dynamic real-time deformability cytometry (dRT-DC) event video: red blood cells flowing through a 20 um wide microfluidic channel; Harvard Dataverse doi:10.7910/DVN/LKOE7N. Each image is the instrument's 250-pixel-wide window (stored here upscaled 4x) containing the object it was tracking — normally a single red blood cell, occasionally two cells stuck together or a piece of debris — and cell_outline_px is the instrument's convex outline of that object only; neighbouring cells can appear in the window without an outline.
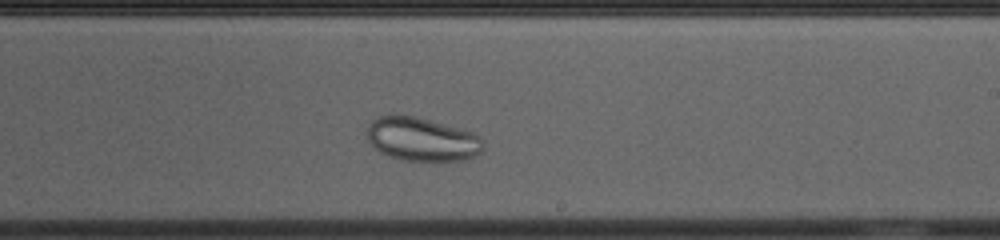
{"species": "common noctule bat (a hibernating species)", "species_latin": "Nyctalus noctula", "temperature_condition": "cold", "stored_images_in_passage": 30, "camera_frame_rate_fps": 3000, "um_per_image_px": 0.085, "animal": {"sex": "female", "body_mass_g": 23.0, "forearm_length_mm": 53.4}, "frame": {"image": 1, "passage_image": 17, "time_ms": 5.333, "image_size_px": [1000, 240], "cell_outline_px": [[484, 148], [480, 152], [464, 160], [404, 160], [388, 156], [380, 152], [368, 140], [368, 124], [372, 120], [380, 116], [416, 116], [472, 132], [480, 136], [484, 140]], "centroid_in_image_um": [35.88, 11.84], "position_along_channel_um": 253.1, "area_um2": 29.13}}
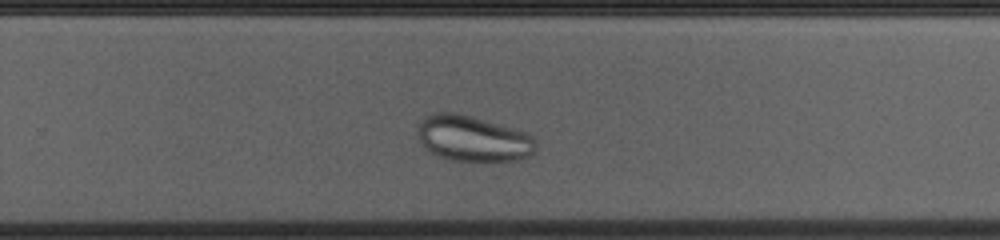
{"frame": {"image": 2, "passage_image": 20, "time_ms": 6.333, "image_size_px": [1000, 240], "cell_outline_px": [[536, 148], [528, 156], [516, 160], [488, 164], [452, 160], [440, 156], [432, 152], [416, 136], [416, 132], [424, 116], [432, 112], [452, 112], [468, 116], [528, 132], [536, 140]], "centroid_in_image_um": [40.23, 11.82], "position_along_channel_um": 289.6, "area_um2": 31.91}}
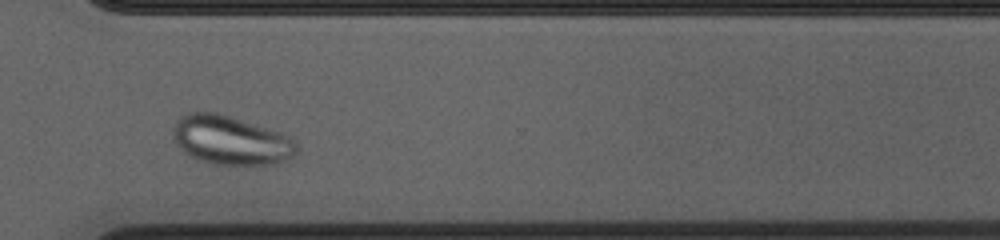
{"frame": {"image": 3, "passage_image": 25, "time_ms": 8.0, "image_size_px": [1000, 240], "cell_outline_px": [[296, 152], [292, 156], [276, 164], [216, 164], [200, 160], [184, 152], [172, 140], [172, 128], [176, 120], [180, 116], [188, 112], [216, 112], [280, 132], [288, 136], [296, 144]], "centroid_in_image_um": [19.54, 11.91], "position_along_channel_um": 351.1, "area_um2": 34.97}}